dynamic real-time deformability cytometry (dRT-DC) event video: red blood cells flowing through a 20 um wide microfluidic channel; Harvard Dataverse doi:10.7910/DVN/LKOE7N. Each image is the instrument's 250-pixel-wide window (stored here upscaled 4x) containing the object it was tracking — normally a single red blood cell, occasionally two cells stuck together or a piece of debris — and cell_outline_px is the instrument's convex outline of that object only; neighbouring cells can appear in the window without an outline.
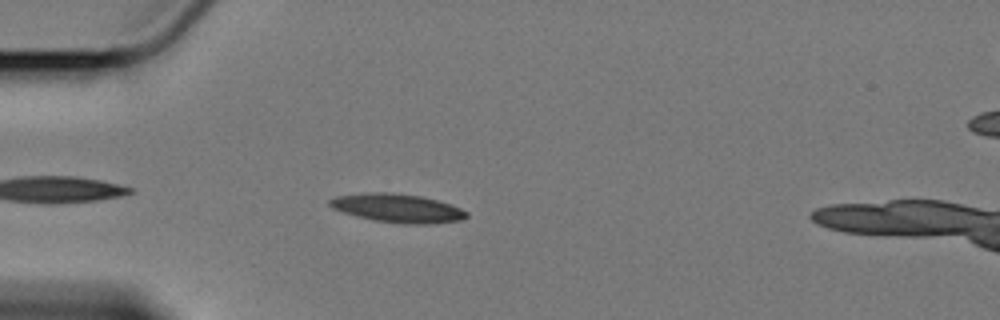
{"species": "Egyptian fruit bat (a non-hibernating species)", "species_latin": "Rousettus aegyptiacus", "temperature_condition": "cold", "stored_images_in_passage": 32, "camera_frame_rate_fps": 3000, "um_per_image_px": 0.085, "animal": {"sex": "female"}, "frame": {"image": 1, "passage_image": 5, "time_ms": 1.333, "image_size_px": [1000, 320], "cell_outline_px": [[468, 216], [460, 220], [428, 224], [404, 224], [376, 220], [356, 216], [332, 208], [328, 204], [328, 200], [336, 196], [368, 192], [392, 192], [424, 196], [452, 204], [468, 212]], "centroid_in_image_um": [33.8, 17.68], "position_along_channel_um": 51.2, "area_um2": 22.95}}
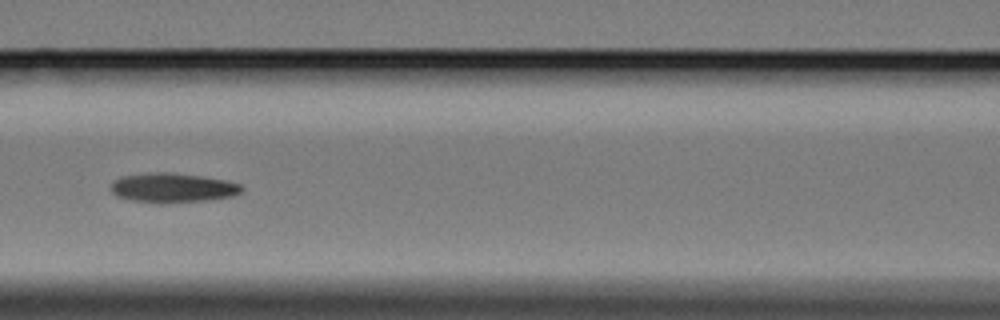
{"frame": {"image": 2, "passage_image": 15, "time_ms": 4.667, "image_size_px": [1000, 320], "cell_outline_px": [[244, 188], [240, 192], [232, 196], [208, 200], [160, 204], [132, 200], [116, 196], [112, 192], [112, 184], [120, 176], [148, 172], [172, 172], [204, 176], [224, 180], [240, 184]], "centroid_in_image_um": [14.67, 15.96], "position_along_channel_um": 151.9, "area_um2": 22.66}}
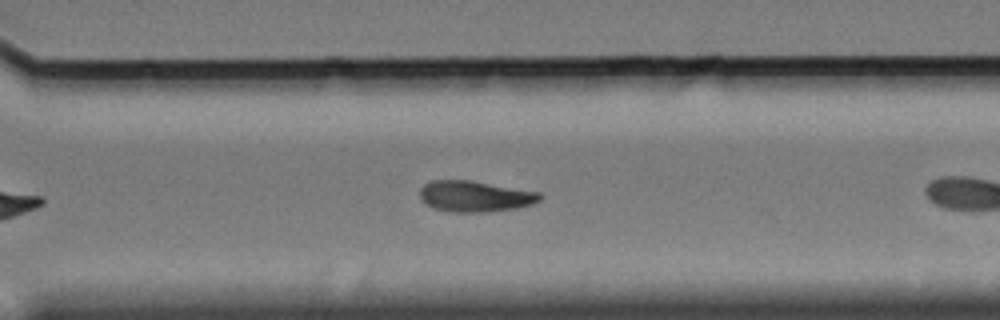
{"frame": {"image": 3, "passage_image": 27, "time_ms": 8.667, "image_size_px": [1000, 320], "cell_outline_px": [[544, 196], [540, 200], [532, 204], [516, 208], [488, 212], [448, 212], [432, 208], [420, 196], [420, 188], [424, 184], [432, 180], [468, 180], [540, 192]], "centroid_in_image_um": [40.39, 16.69], "position_along_channel_um": 330.2, "area_um2": 21.68}}